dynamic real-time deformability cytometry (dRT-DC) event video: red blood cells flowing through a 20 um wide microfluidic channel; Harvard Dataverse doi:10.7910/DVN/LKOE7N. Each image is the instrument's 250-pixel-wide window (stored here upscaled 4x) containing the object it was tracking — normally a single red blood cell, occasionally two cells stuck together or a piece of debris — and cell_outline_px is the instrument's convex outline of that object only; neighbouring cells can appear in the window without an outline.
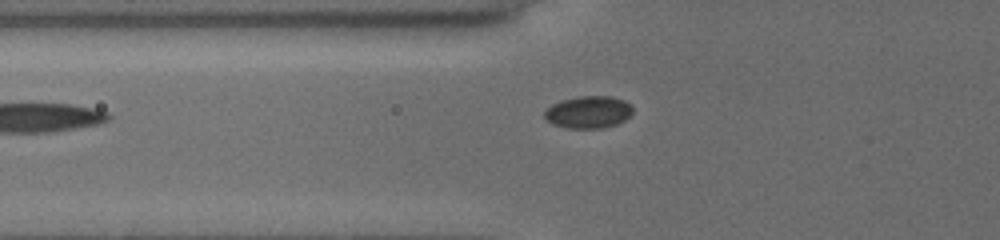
{"species": "common noctule bat (a hibernating species)", "species_latin": "Nyctalus noctula", "temperature_condition": "cold", "stored_images_in_passage": 11, "camera_frame_rate_fps": 3000, "um_per_image_px": 0.085, "animal": {"sex": "female", "body_mass_g": 19.5, "forearm_length_mm": 54.1}, "frame": {"image": 1, "passage_image": 11, "time_ms": 7.667, "image_size_px": [1000, 240], "cell_outline_px": [[632, 112], [624, 120], [616, 124], [600, 128], [568, 128], [552, 124], [544, 116], [544, 112], [552, 104], [560, 100], [580, 96], [612, 96], [624, 100], [632, 104]], "centroid_in_image_um": [50.02, 9.52], "position_along_channel_um": 75.8, "area_um2": 16.53}}